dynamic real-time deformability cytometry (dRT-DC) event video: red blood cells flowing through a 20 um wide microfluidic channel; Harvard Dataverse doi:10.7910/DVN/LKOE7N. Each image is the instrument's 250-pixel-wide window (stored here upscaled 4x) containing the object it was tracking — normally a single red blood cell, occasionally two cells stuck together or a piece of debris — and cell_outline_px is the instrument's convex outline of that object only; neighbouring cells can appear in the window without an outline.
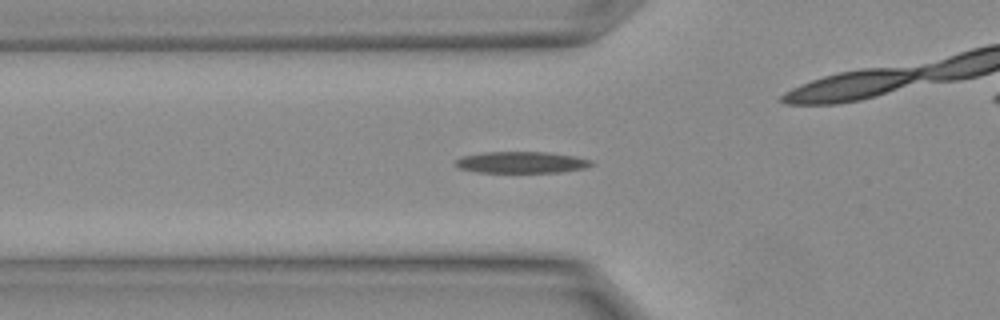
{"species": "Egyptian fruit bat (a non-hibernating species)", "species_latin": "Rousettus aegyptiacus", "temperature_condition": "warm", "stored_images_in_passage": 10, "camera_frame_rate_fps": 3000, "um_per_image_px": 0.085, "animal": {"sex": "female"}, "frame": {"image": 1, "passage_image": 5, "time_ms": 1.333, "image_size_px": [1000, 320], "cell_outline_px": [[592, 164], [584, 168], [560, 172], [476, 172], [460, 168], [452, 164], [456, 160], [464, 156], [484, 152], [548, 152], [576, 156], [592, 160]], "centroid_in_image_um": [44.31, 13.79], "position_along_channel_um": 81.5, "area_um2": 16.94}}